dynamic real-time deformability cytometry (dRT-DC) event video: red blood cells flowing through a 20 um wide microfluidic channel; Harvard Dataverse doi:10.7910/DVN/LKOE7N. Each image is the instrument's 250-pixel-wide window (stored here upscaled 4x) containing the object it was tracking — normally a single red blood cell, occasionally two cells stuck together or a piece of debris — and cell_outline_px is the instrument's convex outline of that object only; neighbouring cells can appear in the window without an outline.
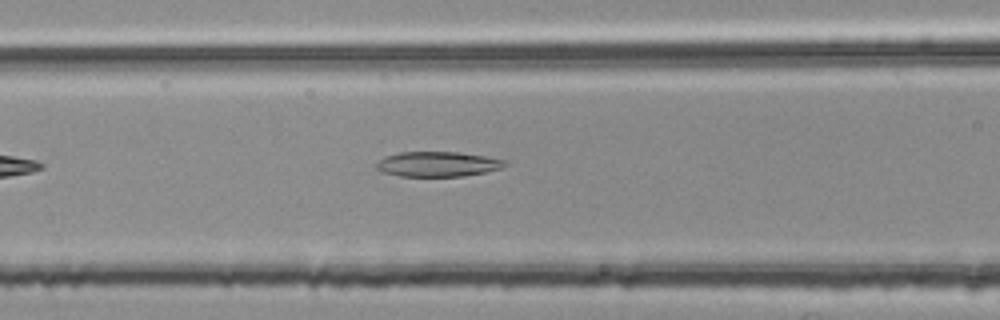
{"species": "common noctule bat (a hibernating species)", "species_latin": "Nyctalus noctula", "temperature_condition": "room temperature", "stored_images_in_passage": 19, "camera_frame_rate_fps": 3000, "um_per_image_px": 0.085, "animal": {"sex": "female", "body_mass_g": 25.1}, "frame": {"image": 1, "passage_image": 5, "time_ms": 1.333, "image_size_px": [1000, 320], "cell_outline_px": [[508, 164], [504, 168], [464, 176], [400, 176], [380, 172], [376, 168], [376, 164], [384, 156], [400, 152], [460, 152], [508, 160]], "centroid_in_image_um": [37.23, 13.95], "position_along_channel_um": 129.4, "area_um2": 18.9}}
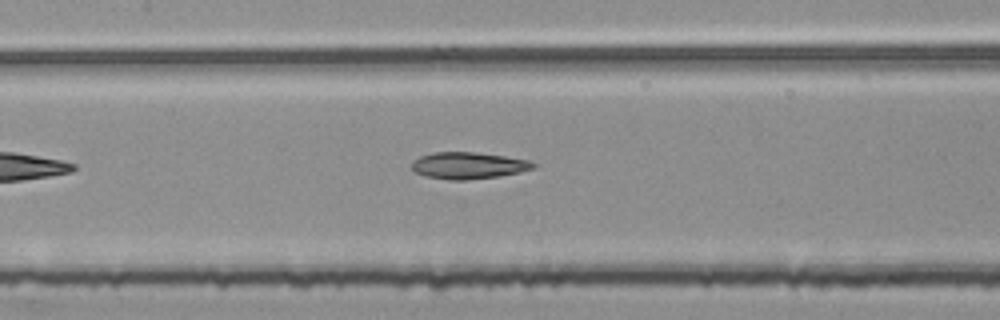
{"frame": {"image": 2, "passage_image": 8, "time_ms": 2.333, "image_size_px": [1000, 320], "cell_outline_px": [[536, 168], [520, 172], [500, 176], [464, 180], [448, 180], [424, 176], [412, 172], [412, 160], [420, 156], [432, 152], [476, 152], [504, 156], [528, 160], [536, 164]], "centroid_in_image_um": [39.77, 14.07], "position_along_channel_um": 167.6, "area_um2": 19.13}}
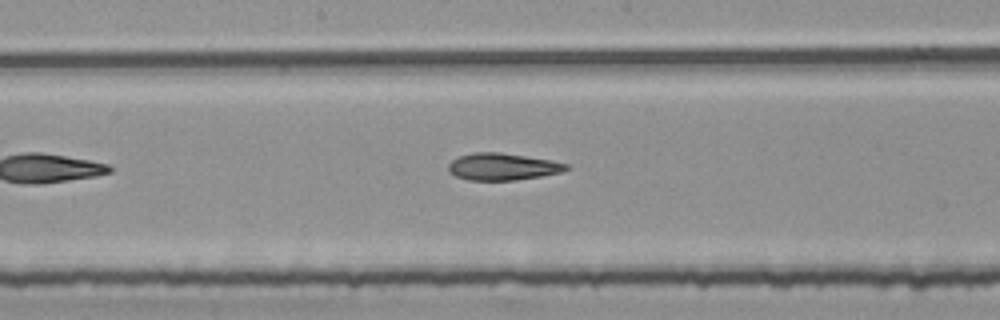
{"frame": {"image": 3, "passage_image": 11, "time_ms": 3.333, "image_size_px": [1000, 320], "cell_outline_px": [[568, 168], [560, 172], [540, 176], [516, 180], [468, 180], [456, 176], [448, 172], [448, 164], [452, 160], [460, 156], [476, 152], [500, 152], [548, 160], [568, 164]], "centroid_in_image_um": [42.66, 14.17], "position_along_channel_um": 205.5, "area_um2": 18.26}}